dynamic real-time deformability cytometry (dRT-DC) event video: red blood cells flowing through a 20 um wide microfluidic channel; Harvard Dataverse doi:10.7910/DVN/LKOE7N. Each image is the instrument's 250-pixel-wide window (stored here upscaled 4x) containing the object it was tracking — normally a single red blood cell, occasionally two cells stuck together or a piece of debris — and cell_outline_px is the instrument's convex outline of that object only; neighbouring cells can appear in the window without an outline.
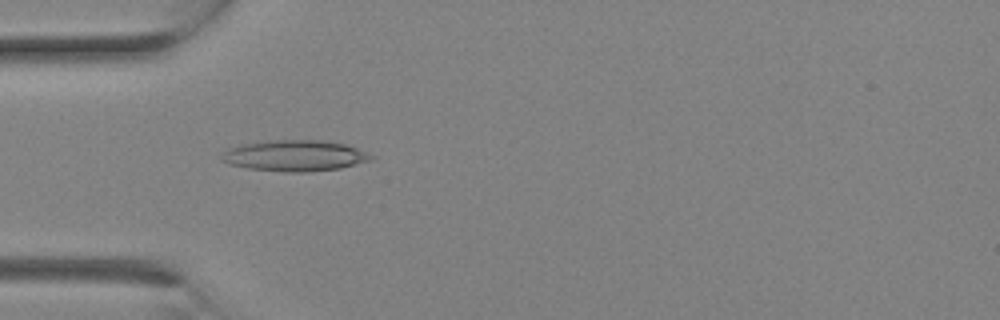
{"species": "Egyptian fruit bat (a non-hibernating species)", "species_latin": "Rousettus aegyptiacus", "temperature_condition": "room temperature", "stored_images_in_passage": 15, "camera_frame_rate_fps": 3000, "um_per_image_px": 0.085, "animal": {"sex": "female"}, "frame": {"image": 1, "passage_image": 7, "time_ms": 2.0, "image_size_px": [1000, 320], "cell_outline_px": [[376, 156], [372, 160], [340, 168], [304, 172], [284, 172], [248, 168], [228, 164], [220, 160], [224, 152], [228, 148], [240, 144], [272, 140], [320, 140], [344, 144], [356, 148]], "centroid_in_image_um": [25.04, 13.23], "position_along_channel_um": 60.0, "area_um2": 26.99}}
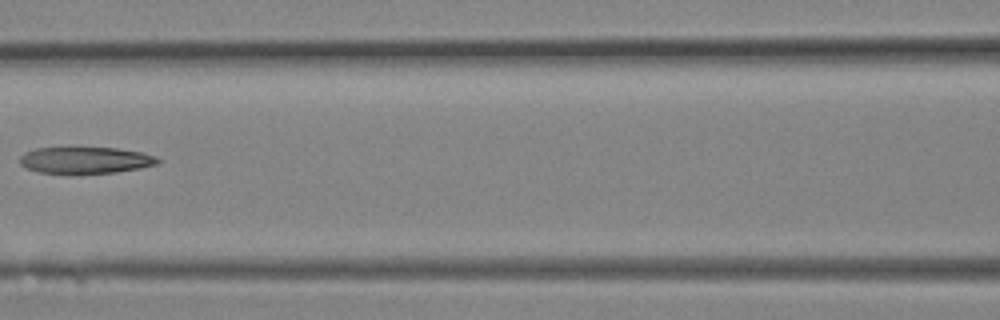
{"frame": {"image": 2, "passage_image": 11, "time_ms": 3.333, "image_size_px": [1000, 320], "cell_outline_px": [[160, 160], [156, 164], [140, 168], [116, 172], [76, 176], [68, 176], [36, 172], [20, 164], [20, 156], [24, 152], [36, 148], [116, 148], [140, 152], [156, 156]], "centroid_in_image_um": [7.2, 13.66], "position_along_channel_um": 159.4, "area_um2": 22.08}}
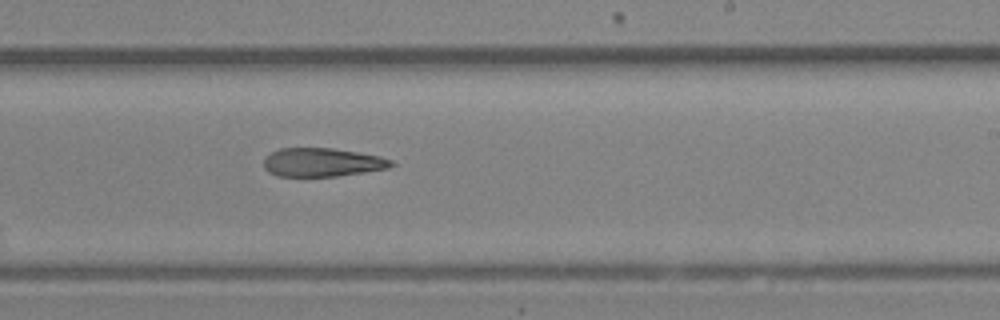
{"frame": {"image": 3, "passage_image": 15, "time_ms": 4.667, "image_size_px": [1000, 320], "cell_outline_px": [[396, 164], [388, 168], [364, 172], [336, 176], [276, 176], [268, 172], [264, 168], [264, 160], [272, 152], [280, 148], [332, 148], [380, 156], [392, 160]], "centroid_in_image_um": [27.39, 13.8], "position_along_channel_um": 261.6, "area_um2": 21.15}}